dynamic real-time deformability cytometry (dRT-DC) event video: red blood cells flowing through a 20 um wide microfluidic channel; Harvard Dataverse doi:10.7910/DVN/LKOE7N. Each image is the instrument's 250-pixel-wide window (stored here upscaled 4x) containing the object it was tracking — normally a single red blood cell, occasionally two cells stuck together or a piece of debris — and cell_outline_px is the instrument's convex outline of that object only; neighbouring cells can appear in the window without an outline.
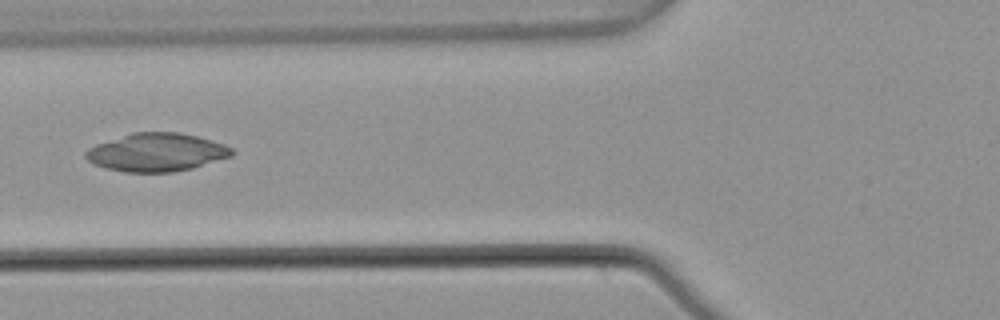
{"species": "common noctule bat (a hibernating species)", "species_latin": "Nyctalus noctula", "temperature_condition": "warm", "stored_images_in_passage": 5, "camera_frame_rate_fps": 3000, "um_per_image_px": 0.085, "animal": {"sex": "male", "body_mass_g": 21.5, "forearm_length_mm": 52.0}, "frame": {"image": 1, "passage_image": 5, "time_ms": 1.333, "image_size_px": [1000, 320], "cell_outline_px": [[236, 152], [232, 156], [192, 168], [172, 172], [124, 172], [104, 168], [92, 164], [84, 156], [84, 152], [88, 148], [96, 144], [132, 132], [180, 132], [196, 136], [224, 144], [232, 148]], "centroid_in_image_um": [13.28, 12.95], "position_along_channel_um": 112.5, "area_um2": 32.66}}